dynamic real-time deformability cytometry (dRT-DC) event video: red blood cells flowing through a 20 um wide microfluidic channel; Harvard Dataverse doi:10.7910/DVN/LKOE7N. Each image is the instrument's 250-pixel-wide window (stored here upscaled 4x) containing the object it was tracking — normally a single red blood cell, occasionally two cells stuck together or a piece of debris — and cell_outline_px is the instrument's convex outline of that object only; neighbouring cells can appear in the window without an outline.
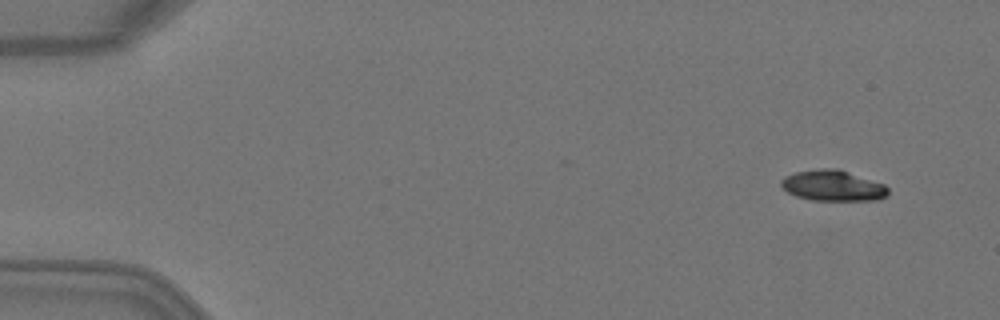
{"species": "Egyptian fruit bat (a non-hibernating species)", "species_latin": "Rousettus aegyptiacus", "temperature_condition": "warm", "stored_images_in_passage": 4, "camera_frame_rate_fps": 3000, "um_per_image_px": 0.085, "animal": {"sex": "female"}, "frame": {"image": 1, "passage_image": 1, "time_ms": 0.0, "image_size_px": [1000, 320], "cell_outline_px": [[888, 196], [880, 200], [812, 200], [796, 196], [788, 192], [780, 184], [780, 180], [784, 176], [796, 172], [820, 168], [840, 168], [884, 184], [888, 188]], "centroid_in_image_um": [70.82, 15.77], "position_along_channel_um": 14.2, "area_um2": 19.36}}
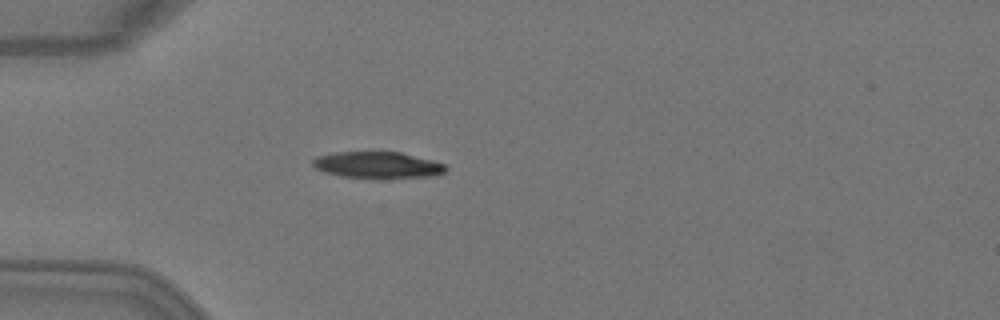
{"frame": {"image": 2, "passage_image": 4, "time_ms": 1.0, "image_size_px": [1000, 320], "cell_outline_px": [[448, 168], [444, 172], [432, 176], [340, 176], [324, 172], [316, 168], [312, 164], [312, 160], [320, 156], [336, 152], [400, 152], [432, 160], [444, 164]], "centroid_in_image_um": [32.08, 13.99], "position_along_channel_um": 52.9, "area_um2": 19.59}}